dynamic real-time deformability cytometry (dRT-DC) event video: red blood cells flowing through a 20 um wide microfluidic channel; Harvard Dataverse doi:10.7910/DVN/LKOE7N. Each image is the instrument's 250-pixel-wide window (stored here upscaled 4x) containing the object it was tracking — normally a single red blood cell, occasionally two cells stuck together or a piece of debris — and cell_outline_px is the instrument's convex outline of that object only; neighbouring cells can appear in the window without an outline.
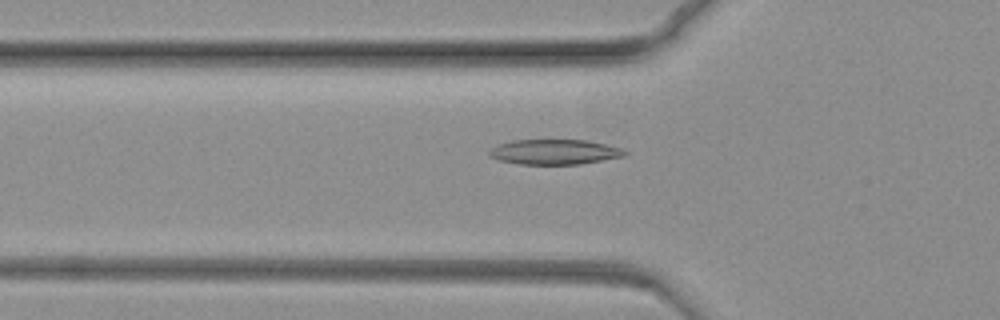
{"species": "common noctule bat (a hibernating species)", "species_latin": "Nyctalus noctula", "temperature_condition": "warm", "stored_images_in_passage": 80, "camera_frame_rate_fps": 3000, "um_per_image_px": 0.085, "animal": {"sex": "female", "body_mass_g": 19.3, "forearm_length_mm": 54.1}, "frame": {"image": 1, "passage_image": 28, "time_ms": 9.0, "image_size_px": [1000, 320], "cell_outline_px": [[628, 152], [624, 156], [580, 164], [520, 164], [500, 160], [488, 156], [488, 152], [496, 144], [512, 140], [584, 140], [624, 148]], "centroid_in_image_um": [47.12, 12.91], "position_along_channel_um": 78.7, "area_um2": 19.77}}
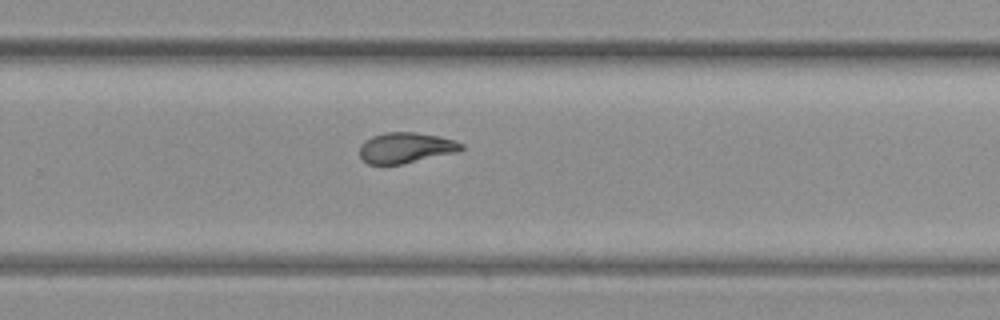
{"frame": {"image": 2, "passage_image": 53, "time_ms": 17.333, "image_size_px": [1000, 320], "cell_outline_px": [[464, 148], [460, 152], [404, 164], [368, 164], [360, 156], [360, 144], [364, 140], [372, 136], [384, 132], [416, 132], [440, 136], [456, 140], [464, 144]], "centroid_in_image_um": [34.54, 12.56], "position_along_channel_um": 295.3, "area_um2": 18.55}}
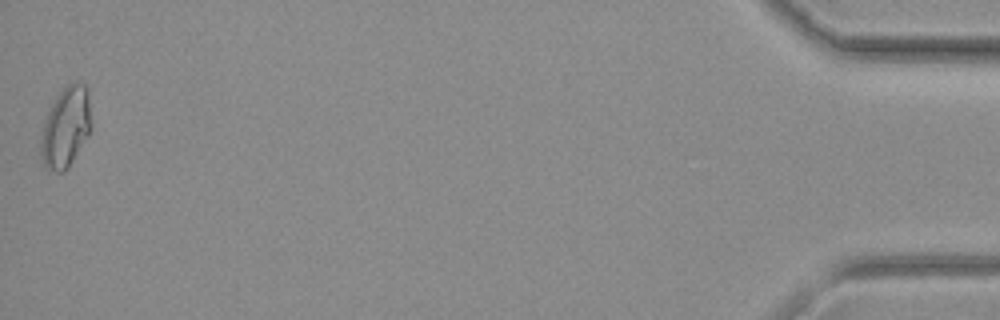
{"frame": {"image": 3, "passage_image": 80, "time_ms": 26.333, "image_size_px": [1000, 320], "cell_outline_px": [[92, 128], [68, 168], [64, 172], [56, 172], [44, 168], [40, 152], [40, 140], [44, 120], [52, 104], [60, 92], [72, 80], [76, 80], [84, 84], [88, 88]], "centroid_in_image_um": [5.59, 10.81], "position_along_channel_um": 429.6, "area_um2": 23.87}}